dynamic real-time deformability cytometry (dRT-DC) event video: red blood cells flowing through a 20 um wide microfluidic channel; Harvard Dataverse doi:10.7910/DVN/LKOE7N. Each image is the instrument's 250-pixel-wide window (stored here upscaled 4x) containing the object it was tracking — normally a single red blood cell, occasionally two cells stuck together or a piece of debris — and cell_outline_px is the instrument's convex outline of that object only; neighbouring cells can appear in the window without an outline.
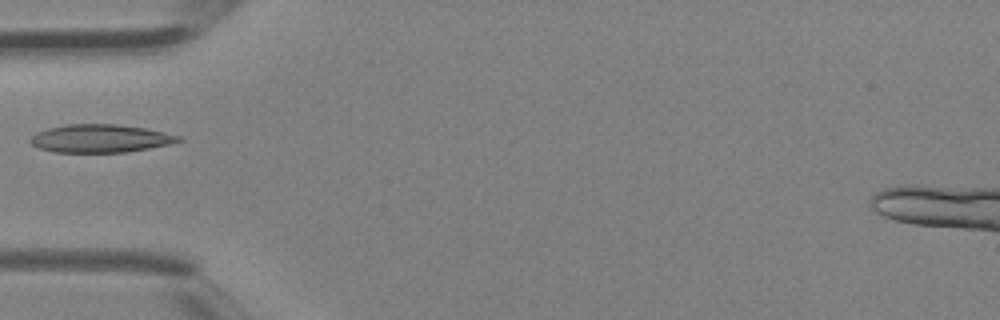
{"species": "Egyptian fruit bat (a non-hibernating species)", "species_latin": "Rousettus aegyptiacus", "temperature_condition": "room temperature", "stored_images_in_passage": 3, "camera_frame_rate_fps": 3000, "um_per_image_px": 0.085, "animal": {"sex": "female"}, "frame": {"image": 1, "passage_image": 3, "time_ms": 0.667, "image_size_px": [1000, 320], "cell_outline_px": [[184, 140], [168, 144], [148, 148], [124, 152], [56, 152], [40, 148], [32, 144], [28, 140], [36, 132], [48, 128], [68, 124], [116, 124], [144, 128], [180, 136]], "centroid_in_image_um": [8.5, 11.76], "position_along_channel_um": 76.5, "area_um2": 23.93}}